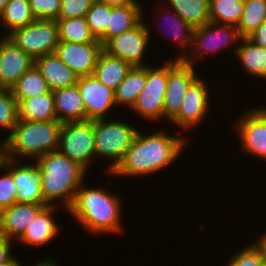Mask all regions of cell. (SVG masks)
I'll list each match as a JSON object with an SVG mask.
<instances>
[{"label":"cell","instance_id":"1","mask_svg":"<svg viewBox=\"0 0 266 266\" xmlns=\"http://www.w3.org/2000/svg\"><path fill=\"white\" fill-rule=\"evenodd\" d=\"M186 139L182 135H169L166 130L151 135L139 131L122 161L110 174L124 177L155 174L178 159L187 145Z\"/></svg>","mask_w":266,"mask_h":266},{"label":"cell","instance_id":"2","mask_svg":"<svg viewBox=\"0 0 266 266\" xmlns=\"http://www.w3.org/2000/svg\"><path fill=\"white\" fill-rule=\"evenodd\" d=\"M77 190L73 204L67 210L91 234L120 233L123 229L120 196L102 188L84 187Z\"/></svg>","mask_w":266,"mask_h":266},{"label":"cell","instance_id":"3","mask_svg":"<svg viewBox=\"0 0 266 266\" xmlns=\"http://www.w3.org/2000/svg\"><path fill=\"white\" fill-rule=\"evenodd\" d=\"M39 167V179L44 204L63 205L69 209L74 202L77 190L84 183L86 170L59 150L49 152L35 160ZM57 200H60L59 203Z\"/></svg>","mask_w":266,"mask_h":266},{"label":"cell","instance_id":"4","mask_svg":"<svg viewBox=\"0 0 266 266\" xmlns=\"http://www.w3.org/2000/svg\"><path fill=\"white\" fill-rule=\"evenodd\" d=\"M58 120H20L12 132L0 143V154L10 160L30 158V161L59 148L62 127Z\"/></svg>","mask_w":266,"mask_h":266},{"label":"cell","instance_id":"5","mask_svg":"<svg viewBox=\"0 0 266 266\" xmlns=\"http://www.w3.org/2000/svg\"><path fill=\"white\" fill-rule=\"evenodd\" d=\"M140 129L125 120L100 119L94 121L95 156L111 160L107 166L108 175L124 158Z\"/></svg>","mask_w":266,"mask_h":266},{"label":"cell","instance_id":"6","mask_svg":"<svg viewBox=\"0 0 266 266\" xmlns=\"http://www.w3.org/2000/svg\"><path fill=\"white\" fill-rule=\"evenodd\" d=\"M242 36L237 26L208 21L206 24L194 29L192 48L187 52L186 48L176 58L188 65H194L195 61L201 60L204 55L215 53L230 47L231 43L241 41ZM190 53V54H188ZM191 56V57H190ZM194 61V63H193Z\"/></svg>","mask_w":266,"mask_h":266},{"label":"cell","instance_id":"7","mask_svg":"<svg viewBox=\"0 0 266 266\" xmlns=\"http://www.w3.org/2000/svg\"><path fill=\"white\" fill-rule=\"evenodd\" d=\"M7 36L33 59L55 53L60 42L57 20L36 19L27 26L13 30Z\"/></svg>","mask_w":266,"mask_h":266},{"label":"cell","instance_id":"8","mask_svg":"<svg viewBox=\"0 0 266 266\" xmlns=\"http://www.w3.org/2000/svg\"><path fill=\"white\" fill-rule=\"evenodd\" d=\"M58 150L88 172L95 157L94 121L63 123Z\"/></svg>","mask_w":266,"mask_h":266},{"label":"cell","instance_id":"9","mask_svg":"<svg viewBox=\"0 0 266 266\" xmlns=\"http://www.w3.org/2000/svg\"><path fill=\"white\" fill-rule=\"evenodd\" d=\"M168 81V61L160 67L146 64V85L138 95L136 103L131 108L143 119L160 121L163 118V104ZM160 118V119H159Z\"/></svg>","mask_w":266,"mask_h":266},{"label":"cell","instance_id":"10","mask_svg":"<svg viewBox=\"0 0 266 266\" xmlns=\"http://www.w3.org/2000/svg\"><path fill=\"white\" fill-rule=\"evenodd\" d=\"M150 27L142 20L136 27L110 38L103 50L109 55L118 57L133 66H146L143 64V55L149 45Z\"/></svg>","mask_w":266,"mask_h":266},{"label":"cell","instance_id":"11","mask_svg":"<svg viewBox=\"0 0 266 266\" xmlns=\"http://www.w3.org/2000/svg\"><path fill=\"white\" fill-rule=\"evenodd\" d=\"M237 138L242 151L266 160V107L248 109L236 122Z\"/></svg>","mask_w":266,"mask_h":266},{"label":"cell","instance_id":"12","mask_svg":"<svg viewBox=\"0 0 266 266\" xmlns=\"http://www.w3.org/2000/svg\"><path fill=\"white\" fill-rule=\"evenodd\" d=\"M194 66L174 57L168 61V81L163 104V118L170 121L179 113L183 96L189 85L198 77Z\"/></svg>","mask_w":266,"mask_h":266},{"label":"cell","instance_id":"13","mask_svg":"<svg viewBox=\"0 0 266 266\" xmlns=\"http://www.w3.org/2000/svg\"><path fill=\"white\" fill-rule=\"evenodd\" d=\"M210 90L204 79L197 77L188 87L183 96L179 113L171 120L182 130H192L205 118L209 107Z\"/></svg>","mask_w":266,"mask_h":266},{"label":"cell","instance_id":"14","mask_svg":"<svg viewBox=\"0 0 266 266\" xmlns=\"http://www.w3.org/2000/svg\"><path fill=\"white\" fill-rule=\"evenodd\" d=\"M77 86L86 108L87 120L106 119L109 109L116 107L115 91L108 88L95 76L79 77Z\"/></svg>","mask_w":266,"mask_h":266},{"label":"cell","instance_id":"15","mask_svg":"<svg viewBox=\"0 0 266 266\" xmlns=\"http://www.w3.org/2000/svg\"><path fill=\"white\" fill-rule=\"evenodd\" d=\"M0 88L11 89L35 65V59L7 36L0 37Z\"/></svg>","mask_w":266,"mask_h":266},{"label":"cell","instance_id":"16","mask_svg":"<svg viewBox=\"0 0 266 266\" xmlns=\"http://www.w3.org/2000/svg\"><path fill=\"white\" fill-rule=\"evenodd\" d=\"M103 45L101 43H70L60 41L55 54L79 77L92 75Z\"/></svg>","mask_w":266,"mask_h":266},{"label":"cell","instance_id":"17","mask_svg":"<svg viewBox=\"0 0 266 266\" xmlns=\"http://www.w3.org/2000/svg\"><path fill=\"white\" fill-rule=\"evenodd\" d=\"M46 206L44 203L16 202L3 209L0 212V235L18 240Z\"/></svg>","mask_w":266,"mask_h":266},{"label":"cell","instance_id":"18","mask_svg":"<svg viewBox=\"0 0 266 266\" xmlns=\"http://www.w3.org/2000/svg\"><path fill=\"white\" fill-rule=\"evenodd\" d=\"M12 176L17 186L18 202L44 203L39 179V167L36 163L18 164L12 160Z\"/></svg>","mask_w":266,"mask_h":266},{"label":"cell","instance_id":"19","mask_svg":"<svg viewBox=\"0 0 266 266\" xmlns=\"http://www.w3.org/2000/svg\"><path fill=\"white\" fill-rule=\"evenodd\" d=\"M56 208L59 209L56 205L46 206L26 228L18 240L31 247L39 248L56 239L55 237L59 234V227H61L54 221L53 214L57 211Z\"/></svg>","mask_w":266,"mask_h":266},{"label":"cell","instance_id":"20","mask_svg":"<svg viewBox=\"0 0 266 266\" xmlns=\"http://www.w3.org/2000/svg\"><path fill=\"white\" fill-rule=\"evenodd\" d=\"M35 66L41 72L51 91L77 84L79 76L55 53L35 59Z\"/></svg>","mask_w":266,"mask_h":266},{"label":"cell","instance_id":"21","mask_svg":"<svg viewBox=\"0 0 266 266\" xmlns=\"http://www.w3.org/2000/svg\"><path fill=\"white\" fill-rule=\"evenodd\" d=\"M57 120L61 123L86 121V108L77 84L53 91Z\"/></svg>","mask_w":266,"mask_h":266},{"label":"cell","instance_id":"22","mask_svg":"<svg viewBox=\"0 0 266 266\" xmlns=\"http://www.w3.org/2000/svg\"><path fill=\"white\" fill-rule=\"evenodd\" d=\"M142 5L111 6L106 33L99 39L104 45L110 38L136 27L143 20Z\"/></svg>","mask_w":266,"mask_h":266},{"label":"cell","instance_id":"23","mask_svg":"<svg viewBox=\"0 0 266 266\" xmlns=\"http://www.w3.org/2000/svg\"><path fill=\"white\" fill-rule=\"evenodd\" d=\"M131 67L129 63L118 57L111 56L103 50L98 57L92 75L108 88L115 91Z\"/></svg>","mask_w":266,"mask_h":266},{"label":"cell","instance_id":"24","mask_svg":"<svg viewBox=\"0 0 266 266\" xmlns=\"http://www.w3.org/2000/svg\"><path fill=\"white\" fill-rule=\"evenodd\" d=\"M19 119L28 121L57 120L53 91L32 98L23 99L18 103Z\"/></svg>","mask_w":266,"mask_h":266},{"label":"cell","instance_id":"25","mask_svg":"<svg viewBox=\"0 0 266 266\" xmlns=\"http://www.w3.org/2000/svg\"><path fill=\"white\" fill-rule=\"evenodd\" d=\"M241 45L233 52L242 64L243 70L249 75L266 80V49L256 45L247 37H242Z\"/></svg>","mask_w":266,"mask_h":266},{"label":"cell","instance_id":"26","mask_svg":"<svg viewBox=\"0 0 266 266\" xmlns=\"http://www.w3.org/2000/svg\"><path fill=\"white\" fill-rule=\"evenodd\" d=\"M146 85V66H133L115 90L116 106L132 108Z\"/></svg>","mask_w":266,"mask_h":266},{"label":"cell","instance_id":"27","mask_svg":"<svg viewBox=\"0 0 266 266\" xmlns=\"http://www.w3.org/2000/svg\"><path fill=\"white\" fill-rule=\"evenodd\" d=\"M165 5L194 28L210 21L209 0H165Z\"/></svg>","mask_w":266,"mask_h":266},{"label":"cell","instance_id":"28","mask_svg":"<svg viewBox=\"0 0 266 266\" xmlns=\"http://www.w3.org/2000/svg\"><path fill=\"white\" fill-rule=\"evenodd\" d=\"M35 20L29 6V0H9L0 12L1 26L7 28L5 29L7 35L17 28L31 24Z\"/></svg>","mask_w":266,"mask_h":266},{"label":"cell","instance_id":"29","mask_svg":"<svg viewBox=\"0 0 266 266\" xmlns=\"http://www.w3.org/2000/svg\"><path fill=\"white\" fill-rule=\"evenodd\" d=\"M12 94L19 103L23 99L32 98L51 91L41 72L34 65L25 72L11 88Z\"/></svg>","mask_w":266,"mask_h":266},{"label":"cell","instance_id":"30","mask_svg":"<svg viewBox=\"0 0 266 266\" xmlns=\"http://www.w3.org/2000/svg\"><path fill=\"white\" fill-rule=\"evenodd\" d=\"M59 41L70 43H101L92 34L85 17L58 19Z\"/></svg>","mask_w":266,"mask_h":266},{"label":"cell","instance_id":"31","mask_svg":"<svg viewBox=\"0 0 266 266\" xmlns=\"http://www.w3.org/2000/svg\"><path fill=\"white\" fill-rule=\"evenodd\" d=\"M244 11V0H209L210 21L238 26Z\"/></svg>","mask_w":266,"mask_h":266},{"label":"cell","instance_id":"32","mask_svg":"<svg viewBox=\"0 0 266 266\" xmlns=\"http://www.w3.org/2000/svg\"><path fill=\"white\" fill-rule=\"evenodd\" d=\"M266 21V0H244V11L237 26L242 37H247Z\"/></svg>","mask_w":266,"mask_h":266},{"label":"cell","instance_id":"33","mask_svg":"<svg viewBox=\"0 0 266 266\" xmlns=\"http://www.w3.org/2000/svg\"><path fill=\"white\" fill-rule=\"evenodd\" d=\"M162 8H167V11H165L163 9V12H165L164 14H162L163 19L166 18V25L169 26L171 25L169 28V30H171L170 32L172 33L170 36H172V38L174 39V42L176 43L177 46L180 47V45L182 47H187L188 45L191 46V42H192V38H193V33H194V27L192 25H190L189 23H187L186 21H184L180 16H178L172 9H170L168 6H165V4H160ZM169 10V11H168ZM167 12V15H166ZM171 12V13H169ZM161 17V16H160ZM161 17V18H162ZM169 18V19H168ZM160 19V18H159ZM165 23V22H164ZM162 24V23H161ZM160 25V24H159ZM161 27V25H160ZM165 30V29H164ZM168 30V31H169ZM165 32V31H164ZM167 32V31H166ZM166 34V33H165ZM168 36V33H167ZM179 44V45H178Z\"/></svg>","mask_w":266,"mask_h":266},{"label":"cell","instance_id":"34","mask_svg":"<svg viewBox=\"0 0 266 266\" xmlns=\"http://www.w3.org/2000/svg\"><path fill=\"white\" fill-rule=\"evenodd\" d=\"M111 6L101 0H94L85 18L92 34L99 40L107 31Z\"/></svg>","mask_w":266,"mask_h":266},{"label":"cell","instance_id":"35","mask_svg":"<svg viewBox=\"0 0 266 266\" xmlns=\"http://www.w3.org/2000/svg\"><path fill=\"white\" fill-rule=\"evenodd\" d=\"M1 169L6 174L0 176V212L18 202L17 186L12 176V160L0 154V171Z\"/></svg>","mask_w":266,"mask_h":266},{"label":"cell","instance_id":"36","mask_svg":"<svg viewBox=\"0 0 266 266\" xmlns=\"http://www.w3.org/2000/svg\"><path fill=\"white\" fill-rule=\"evenodd\" d=\"M19 121L18 102L11 89L0 88V128L12 132Z\"/></svg>","mask_w":266,"mask_h":266},{"label":"cell","instance_id":"37","mask_svg":"<svg viewBox=\"0 0 266 266\" xmlns=\"http://www.w3.org/2000/svg\"><path fill=\"white\" fill-rule=\"evenodd\" d=\"M265 261L263 251L257 243L253 242L235 253V255L228 260L226 266H263Z\"/></svg>","mask_w":266,"mask_h":266},{"label":"cell","instance_id":"38","mask_svg":"<svg viewBox=\"0 0 266 266\" xmlns=\"http://www.w3.org/2000/svg\"><path fill=\"white\" fill-rule=\"evenodd\" d=\"M35 19L58 20L61 0H29Z\"/></svg>","mask_w":266,"mask_h":266},{"label":"cell","instance_id":"39","mask_svg":"<svg viewBox=\"0 0 266 266\" xmlns=\"http://www.w3.org/2000/svg\"><path fill=\"white\" fill-rule=\"evenodd\" d=\"M94 0H61L58 19L85 17Z\"/></svg>","mask_w":266,"mask_h":266},{"label":"cell","instance_id":"40","mask_svg":"<svg viewBox=\"0 0 266 266\" xmlns=\"http://www.w3.org/2000/svg\"><path fill=\"white\" fill-rule=\"evenodd\" d=\"M12 240L0 235V266L7 263H21L18 258L11 255Z\"/></svg>","mask_w":266,"mask_h":266},{"label":"cell","instance_id":"41","mask_svg":"<svg viewBox=\"0 0 266 266\" xmlns=\"http://www.w3.org/2000/svg\"><path fill=\"white\" fill-rule=\"evenodd\" d=\"M247 38L266 49V21L263 22L257 29L251 32Z\"/></svg>","mask_w":266,"mask_h":266},{"label":"cell","instance_id":"42","mask_svg":"<svg viewBox=\"0 0 266 266\" xmlns=\"http://www.w3.org/2000/svg\"><path fill=\"white\" fill-rule=\"evenodd\" d=\"M107 3L109 6H127V5H141L137 0H101Z\"/></svg>","mask_w":266,"mask_h":266},{"label":"cell","instance_id":"43","mask_svg":"<svg viewBox=\"0 0 266 266\" xmlns=\"http://www.w3.org/2000/svg\"><path fill=\"white\" fill-rule=\"evenodd\" d=\"M258 246L261 248L264 254V258L266 260V232L259 236L257 242Z\"/></svg>","mask_w":266,"mask_h":266},{"label":"cell","instance_id":"44","mask_svg":"<svg viewBox=\"0 0 266 266\" xmlns=\"http://www.w3.org/2000/svg\"><path fill=\"white\" fill-rule=\"evenodd\" d=\"M45 259L43 261L41 260L40 262H37L33 266H58L55 261L51 260V258H45ZM20 266H23L22 263Z\"/></svg>","mask_w":266,"mask_h":266},{"label":"cell","instance_id":"45","mask_svg":"<svg viewBox=\"0 0 266 266\" xmlns=\"http://www.w3.org/2000/svg\"><path fill=\"white\" fill-rule=\"evenodd\" d=\"M9 0H0V12L4 9V7L7 5Z\"/></svg>","mask_w":266,"mask_h":266},{"label":"cell","instance_id":"46","mask_svg":"<svg viewBox=\"0 0 266 266\" xmlns=\"http://www.w3.org/2000/svg\"><path fill=\"white\" fill-rule=\"evenodd\" d=\"M21 263H7L5 265H1V266H20Z\"/></svg>","mask_w":266,"mask_h":266}]
</instances>
